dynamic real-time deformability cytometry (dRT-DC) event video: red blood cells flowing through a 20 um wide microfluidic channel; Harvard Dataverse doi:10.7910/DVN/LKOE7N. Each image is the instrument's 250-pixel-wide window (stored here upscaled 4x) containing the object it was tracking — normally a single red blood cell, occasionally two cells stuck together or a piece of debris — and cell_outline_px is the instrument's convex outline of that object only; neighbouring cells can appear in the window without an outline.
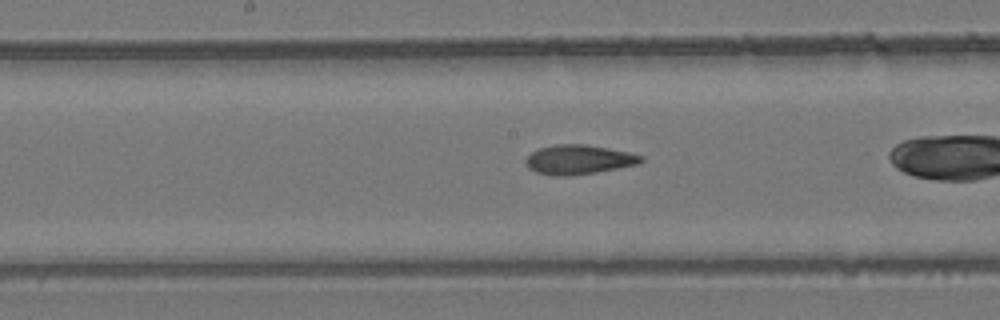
{"species": "common noctule bat (a hibernating species)", "species_latin": "Nyctalus noctula", "temperature_condition": "room temperature", "stored_images_in_passage": 36, "camera_frame_rate_fps": 3000, "um_per_image_px": 0.085, "animal": {"sex": "female", "body_mass_g": 24.6, "forearm_length_mm": 56.2}, "frame": {"image": 1, "passage_image": 23, "time_ms": 7.333, "image_size_px": [1000, 320], "cell_outline_px": [[644, 160], [640, 164], [596, 172], [572, 176], [552, 176], [536, 172], [528, 168], [524, 160], [532, 152], [540, 148], [556, 144], [584, 144], [608, 148], [628, 152], [644, 156]], "centroid_in_image_um": [49.19, 13.57], "position_along_channel_um": 199.0, "area_um2": 19.88}}
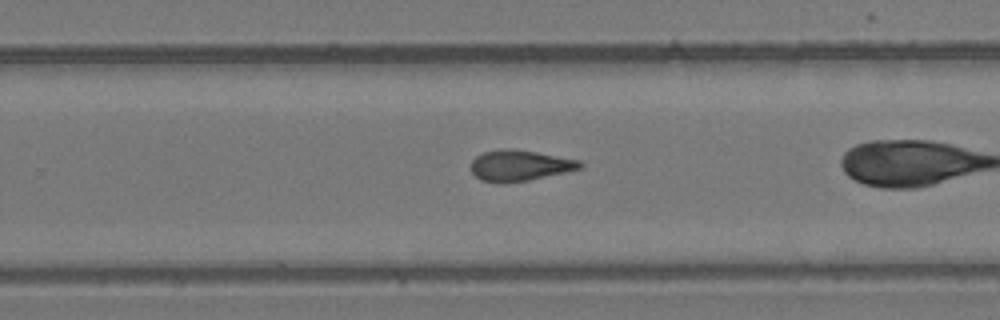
{"frame": {"image": 2, "passage_image": 29, "time_ms": 9.333, "image_size_px": [1000, 320], "cell_outline_px": [[584, 168], [528, 180], [500, 184], [480, 180], [472, 172], [472, 160], [476, 156], [484, 152], [500, 148], [512, 148], [536, 152], [580, 160], [584, 164]], "centroid_in_image_um": [44.18, 14.07], "position_along_channel_um": 285.6, "area_um2": 19.77}}